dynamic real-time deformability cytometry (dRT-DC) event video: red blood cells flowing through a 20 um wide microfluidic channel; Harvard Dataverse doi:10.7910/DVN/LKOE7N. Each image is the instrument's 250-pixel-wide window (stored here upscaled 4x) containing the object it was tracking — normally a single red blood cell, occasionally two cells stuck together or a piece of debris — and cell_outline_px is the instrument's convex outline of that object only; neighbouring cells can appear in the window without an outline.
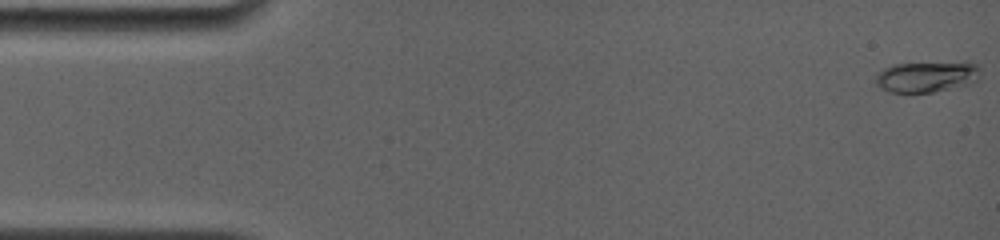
{"species": "common noctule bat (a hibernating species)", "species_latin": "Nyctalus noctula", "temperature_condition": "room temperature", "stored_images_in_passage": 25, "camera_frame_rate_fps": 4000, "um_per_image_px": 0.085, "animal": {"sex": "female", "body_mass_g": 19.0, "forearm_length_mm": 56.7}, "frame": {"image": 1, "passage_image": 1, "time_ms": 0.0, "image_size_px": [1000, 240], "cell_outline_px": [[980, 72], [976, 80], [972, 84], [932, 92], [888, 92], [880, 88], [872, 80], [884, 68], [892, 64], [968, 60], [976, 64], [980, 68]], "centroid_in_image_um": [78.8, 6.48], "position_along_channel_um": 6.2, "area_um2": 19.54}}
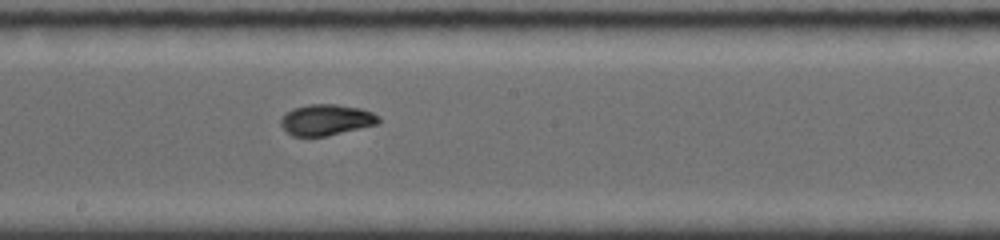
{"frame": {"image": 2, "passage_image": 14, "time_ms": 9.0, "image_size_px": [1000, 240], "cell_outline_px": [[380, 120], [376, 124], [328, 136], [292, 136], [280, 124], [280, 120], [292, 108], [308, 104], [336, 104], [360, 108], [372, 112], [380, 116]], "centroid_in_image_um": [27.74, 10.18], "position_along_channel_um": 220.5, "area_um2": 17.57}}
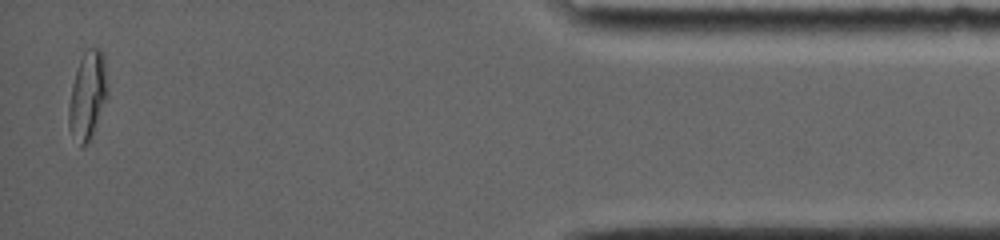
{"frame": {"image": 3, "passage_image": 25, "time_ms": 16.0, "image_size_px": [1000, 240], "cell_outline_px": [[108, 96], [88, 144], [80, 148], [68, 128], [68, 108], [72, 84], [80, 60], [84, 52], [88, 48], [100, 48], [104, 52], [108, 88]], "centroid_in_image_um": [7.45, 8.12], "position_along_channel_um": 427.7, "area_um2": 20.11}, "authors_computed_cell_mechanics": {"area_um2": 17.6868, "velocity_mm_per_s": 3.8333, "shape_relaxation_time_tau1_ms": 4.8863, "shape_relaxation_time_tau2_ms": 0.9334, "deformation_change_tau1": 0.2054, "deformation_change_tau2": 0.0424}}